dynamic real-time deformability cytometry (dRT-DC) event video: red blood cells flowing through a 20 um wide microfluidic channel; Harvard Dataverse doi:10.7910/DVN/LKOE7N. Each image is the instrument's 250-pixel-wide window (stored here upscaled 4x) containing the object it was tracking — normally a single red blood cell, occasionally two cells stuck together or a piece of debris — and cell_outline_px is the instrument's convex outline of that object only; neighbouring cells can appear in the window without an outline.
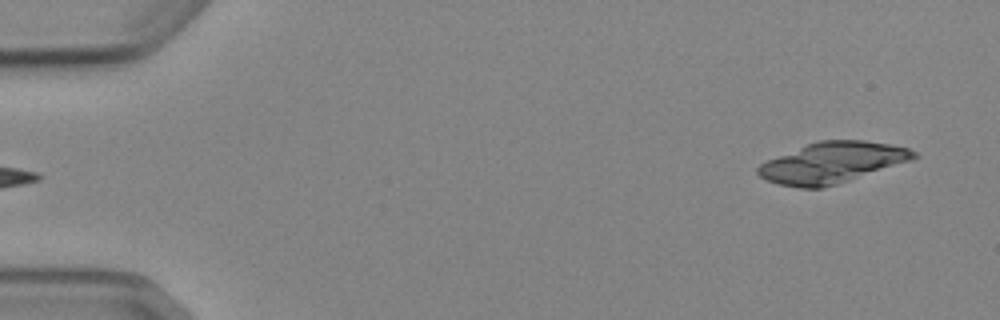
{"species": "Egyptian fruit bat (a non-hibernating species)", "species_latin": "Rousettus aegyptiacus", "temperature_condition": "cold", "stored_images_in_passage": 4, "segment_of_instrument_passage": [2, 2], "camera_frame_rate_fps": 3000, "um_per_image_px": 0.085, "animal": {"sex": "female"}, "frame": {"image": 1, "passage_image": 4, "time_ms": 3.333, "image_size_px": [1000, 320], "cell_outline_px": [[920, 156], [912, 160], [824, 188], [800, 188], [780, 184], [768, 180], [760, 176], [756, 172], [756, 168], [760, 164], [768, 160], [808, 144], [820, 140], [864, 140], [892, 144], [908, 148], [916, 152]], "centroid_in_image_um": [70.77, 13.82], "position_along_channel_um": 14.2, "area_um2": 36.7}}